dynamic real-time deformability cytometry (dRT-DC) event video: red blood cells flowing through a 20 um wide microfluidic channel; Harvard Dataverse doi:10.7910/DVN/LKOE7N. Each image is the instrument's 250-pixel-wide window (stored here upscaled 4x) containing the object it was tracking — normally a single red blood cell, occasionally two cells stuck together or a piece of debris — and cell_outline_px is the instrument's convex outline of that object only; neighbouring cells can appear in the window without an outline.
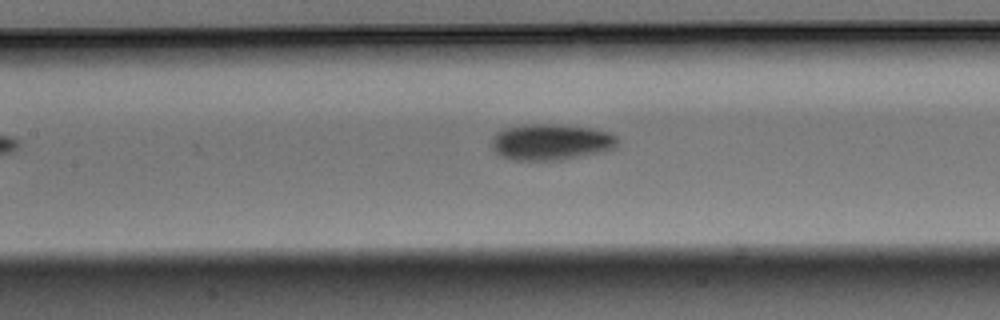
{"species": "Egyptian fruit bat (a non-hibernating species)", "species_latin": "Rousettus aegyptiacus", "temperature_condition": "warm", "stored_images_in_passage": 4, "camera_frame_rate_fps": 3000, "um_per_image_px": 0.085, "animal": {"sex": "male"}, "frame": {"image": 1, "passage_image": 4, "time_ms": 1.0, "image_size_px": [1000, 320], "cell_outline_px": [[616, 144], [612, 148], [600, 152], [560, 160], [512, 160], [500, 156], [492, 148], [492, 136], [496, 132], [504, 128], [524, 124], [552, 124], [592, 128], [608, 132], [616, 136]], "centroid_in_image_um": [46.76, 12.07], "position_along_channel_um": 160.6, "area_um2": 26.41}}